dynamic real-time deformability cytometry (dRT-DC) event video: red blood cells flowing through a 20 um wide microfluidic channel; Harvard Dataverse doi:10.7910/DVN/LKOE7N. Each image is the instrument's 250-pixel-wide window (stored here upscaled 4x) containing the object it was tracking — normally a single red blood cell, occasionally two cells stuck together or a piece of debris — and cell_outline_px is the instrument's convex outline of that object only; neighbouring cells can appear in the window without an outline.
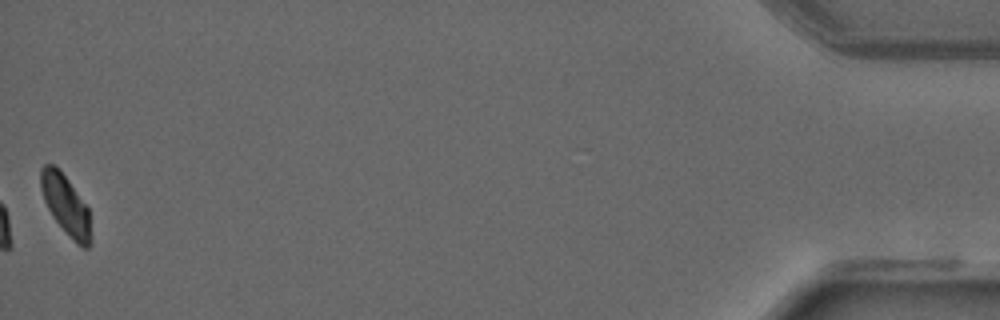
{"species": "common noctule bat (a hibernating species)", "species_latin": "Nyctalus noctula", "temperature_condition": "warm", "stored_images_in_passage": 46, "camera_frame_rate_fps": 3000, "um_per_image_px": 0.085, "animal": {"sex": "male", "forearm_length_mm": 52.5}, "frame": {"image": 1, "passage_image": 46, "time_ms": 15.0, "image_size_px": [1000, 320], "cell_outline_px": [[92, 240], [88, 248], [84, 248], [76, 244], [52, 216], [44, 200], [40, 188], [40, 168], [44, 164], [52, 164], [68, 180], [88, 208], [92, 236]], "centroid_in_image_um": [5.59, 17.46], "position_along_channel_um": 429.6, "area_um2": 17.34}}